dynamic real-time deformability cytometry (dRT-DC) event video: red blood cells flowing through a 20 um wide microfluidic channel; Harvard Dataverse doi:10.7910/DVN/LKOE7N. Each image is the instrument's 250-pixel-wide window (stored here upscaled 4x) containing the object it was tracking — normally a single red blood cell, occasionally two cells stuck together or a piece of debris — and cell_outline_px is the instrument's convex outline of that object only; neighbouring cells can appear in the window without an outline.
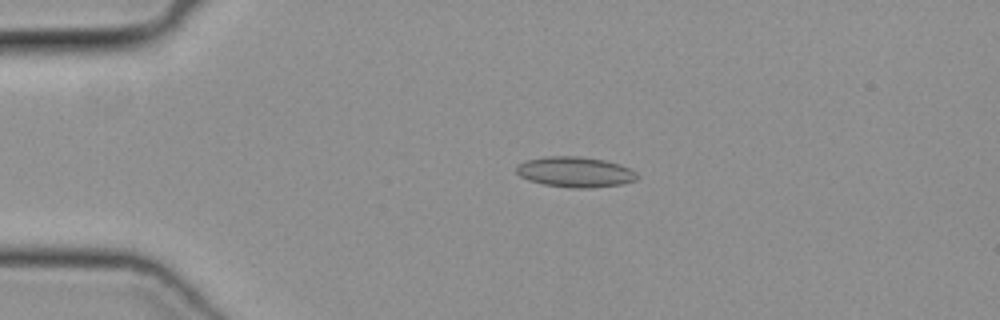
{"species": "common noctule bat (a hibernating species)", "species_latin": "Nyctalus noctula", "temperature_condition": "cold", "stored_images_in_passage": 50, "camera_frame_rate_fps": 3000, "um_per_image_px": 0.085, "animal": {"sex": "female", "body_mass_g": 19.3, "forearm_length_mm": 54.1}, "frame": {"image": 1, "passage_image": 12, "time_ms": 3.667, "image_size_px": [1000, 320], "cell_outline_px": [[640, 176], [636, 180], [624, 184], [588, 188], [572, 188], [544, 184], [528, 180], [520, 176], [516, 172], [516, 164], [528, 160], [544, 156], [580, 156], [604, 160], [620, 164], [636, 172]], "centroid_in_image_um": [48.9, 14.62], "position_along_channel_um": 36.1, "area_um2": 21.56}}
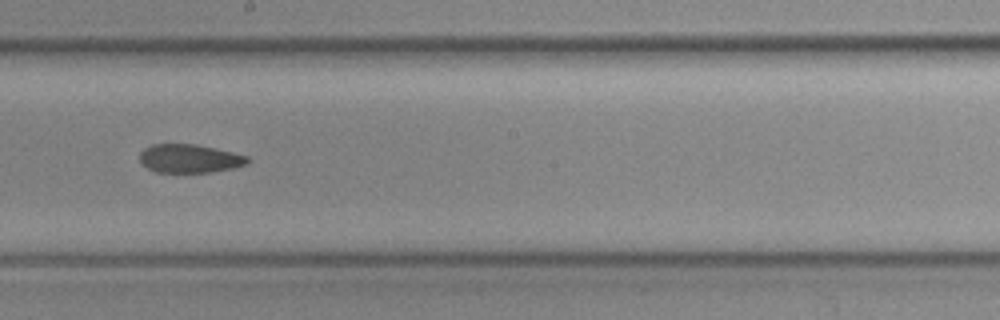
{"frame": {"image": 2, "passage_image": 29, "time_ms": 9.333, "image_size_px": [1000, 320], "cell_outline_px": [[252, 160], [248, 164], [236, 168], [212, 172], [156, 172], [148, 168], [140, 160], [140, 152], [144, 148], [152, 144], [196, 144], [232, 152], [248, 156]], "centroid_in_image_um": [16.17, 13.48], "position_along_channel_um": 232.0, "area_um2": 18.03}}
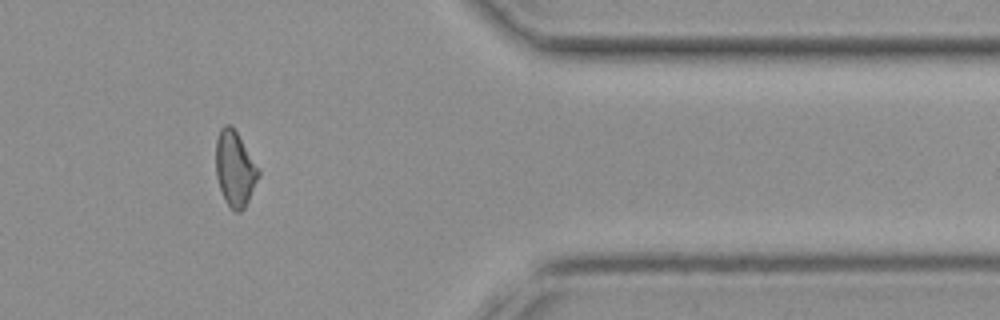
{"frame": {"image": 3, "passage_image": 42, "time_ms": 13.667, "image_size_px": [1000, 320], "cell_outline_px": [[260, 176], [244, 208], [240, 212], [236, 212], [224, 200], [216, 176], [216, 140], [220, 128], [224, 124], [228, 124], [236, 132], [260, 172]], "centroid_in_image_um": [19.95, 14.36], "position_along_channel_um": 391.5, "area_um2": 18.26}}